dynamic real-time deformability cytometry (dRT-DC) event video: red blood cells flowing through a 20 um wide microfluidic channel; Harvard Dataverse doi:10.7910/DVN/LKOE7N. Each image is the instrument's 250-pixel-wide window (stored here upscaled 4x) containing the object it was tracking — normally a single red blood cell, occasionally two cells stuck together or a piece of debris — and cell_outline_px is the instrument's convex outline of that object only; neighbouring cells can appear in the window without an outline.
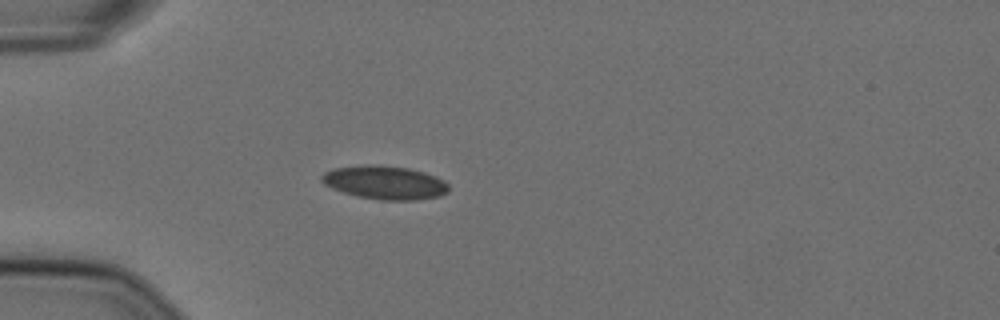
{"species": "Egyptian fruit bat (a non-hibernating species)", "species_latin": "Rousettus aegyptiacus", "temperature_condition": "cold", "stored_images_in_passage": 39, "camera_frame_rate_fps": 3000, "um_per_image_px": 0.085, "animal": {"sex": "female"}, "frame": {"image": 1, "passage_image": 1, "time_ms": 0.0, "image_size_px": [1000, 320], "cell_outline_px": [[448, 192], [440, 196], [416, 200], [380, 200], [356, 196], [332, 188], [324, 184], [320, 180], [320, 176], [324, 172], [332, 168], [364, 164], [376, 164], [408, 168], [424, 172], [436, 176], [444, 180], [448, 184]], "centroid_in_image_um": [32.69, 15.5], "position_along_channel_um": 52.3, "area_um2": 25.09}}
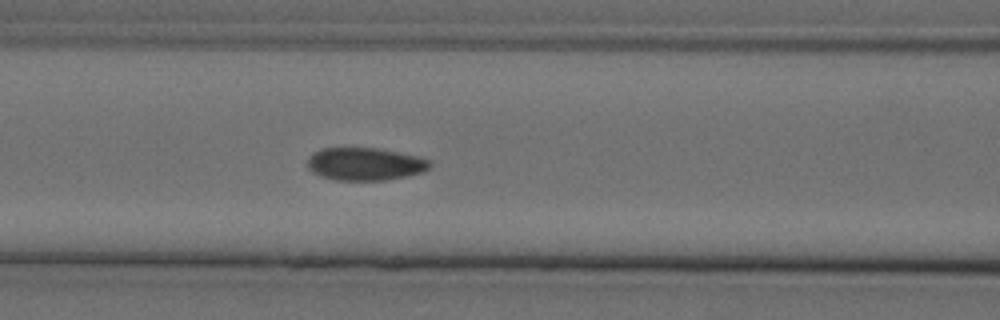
{"frame": {"image": 2, "passage_image": 9, "time_ms": 2.667, "image_size_px": [1000, 320], "cell_outline_px": [[432, 164], [424, 172], [384, 180], [336, 180], [312, 172], [308, 168], [308, 156], [324, 148], [376, 148], [416, 156], [432, 160]], "centroid_in_image_um": [31.04, 13.94], "position_along_channel_um": 135.6, "area_um2": 23.06}}
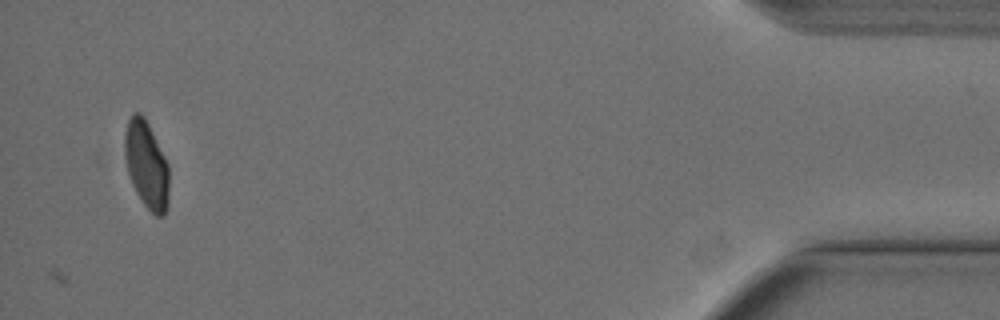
{"frame": {"image": 3, "passage_image": 39, "time_ms": 12.667, "image_size_px": [1000, 320], "cell_outline_px": [[168, 204], [164, 216], [156, 216], [144, 204], [136, 192], [132, 184], [128, 172], [124, 152], [124, 132], [128, 120], [132, 112], [140, 112], [144, 116], [168, 164]], "centroid_in_image_um": [12.43, 13.98], "position_along_channel_um": 422.8, "area_um2": 22.43}, "authors_computed_cell_mechanics": {"area_um2": 23.7558, "velocity_mm_per_s": 3.6042, "shape_relaxation_time_tau1_ms": null, "shape_relaxation_time_tau2_ms": 0.8755, "deformation_change_tau1": null, "deformation_change_tau2": 0.027}}